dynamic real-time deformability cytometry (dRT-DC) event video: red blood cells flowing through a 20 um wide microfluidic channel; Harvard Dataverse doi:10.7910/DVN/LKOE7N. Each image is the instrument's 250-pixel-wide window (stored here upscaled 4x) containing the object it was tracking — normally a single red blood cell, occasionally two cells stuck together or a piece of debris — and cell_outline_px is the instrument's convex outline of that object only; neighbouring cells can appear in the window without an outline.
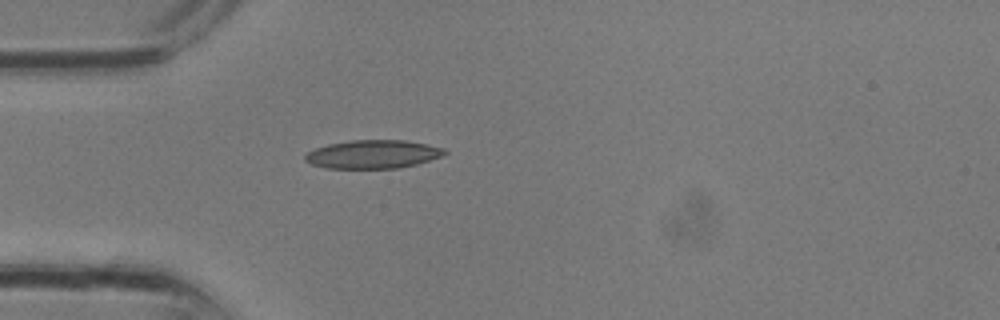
{"species": "common noctule bat (a hibernating species)", "species_latin": "Nyctalus noctula", "temperature_condition": "room temperature", "stored_images_in_passage": 7, "camera_frame_rate_fps": 3000, "um_per_image_px": 0.085, "animal": {"sex": "male", "body_mass_g": 13.3}, "frame": {"image": 1, "passage_image": 1, "time_ms": 0.0, "image_size_px": [1000, 320], "cell_outline_px": [[448, 152], [444, 156], [416, 164], [400, 168], [328, 168], [312, 164], [304, 160], [304, 156], [308, 152], [316, 148], [328, 144], [352, 140], [404, 140], [444, 148]], "centroid_in_image_um": [31.72, 13.11], "position_along_channel_um": 53.3, "area_um2": 23.0}}
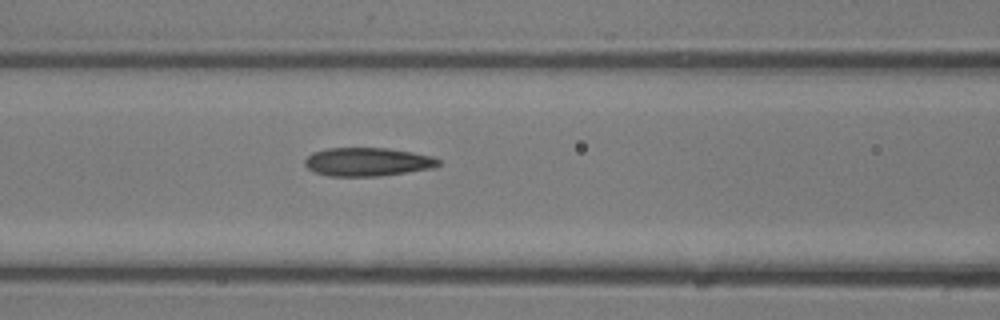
{"frame": {"image": 2, "passage_image": 5, "time_ms": 1.333, "image_size_px": [1000, 320], "cell_outline_px": [[440, 164], [436, 168], [380, 176], [328, 176], [316, 172], [308, 168], [304, 164], [304, 160], [312, 152], [328, 148], [388, 148], [412, 152], [432, 156], [440, 160]], "centroid_in_image_um": [31.26, 13.76], "position_along_channel_um": 135.3, "area_um2": 22.31}}
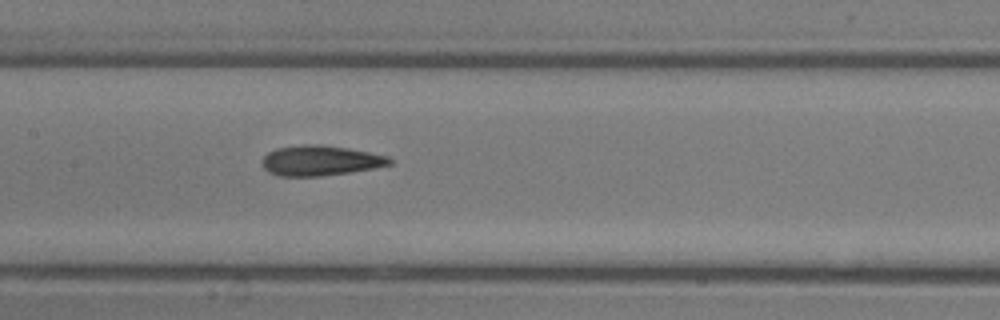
{"frame": {"image": 3, "passage_image": 7, "time_ms": 2.0, "image_size_px": [1000, 320], "cell_outline_px": [[392, 164], [372, 168], [348, 172], [320, 176], [276, 176], [268, 172], [260, 164], [260, 160], [268, 152], [276, 148], [304, 144], [320, 144], [348, 148], [388, 156], [392, 160]], "centroid_in_image_um": [27.16, 13.64], "position_along_channel_um": 180.2, "area_um2": 22.48}}